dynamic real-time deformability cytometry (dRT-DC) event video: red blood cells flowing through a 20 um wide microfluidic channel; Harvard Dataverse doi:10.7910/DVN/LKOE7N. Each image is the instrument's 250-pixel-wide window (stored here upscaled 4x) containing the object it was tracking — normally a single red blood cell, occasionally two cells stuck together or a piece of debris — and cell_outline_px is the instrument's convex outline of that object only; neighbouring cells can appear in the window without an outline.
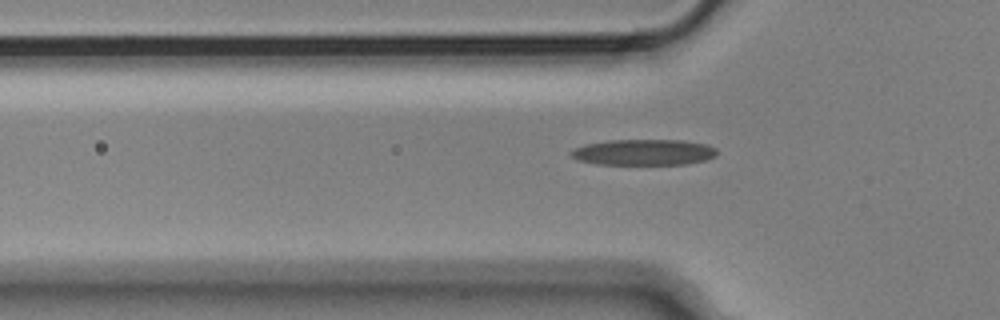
{"species": "Egyptian fruit bat (a non-hibernating species)", "species_latin": "Rousettus aegyptiacus", "temperature_condition": "cold", "stored_images_in_passage": 3, "camera_frame_rate_fps": 3000, "um_per_image_px": 0.085, "animal": {"sex": "male"}, "frame": {"image": 1, "passage_image": 3, "time_ms": 0.667, "image_size_px": [1000, 320], "cell_outline_px": [[716, 156], [704, 160], [684, 164], [596, 164], [576, 160], [568, 152], [572, 148], [584, 144], [608, 140], [684, 140], [708, 144], [716, 148]], "centroid_in_image_um": [54.67, 12.93], "position_along_channel_um": 71.1, "area_um2": 22.25}}